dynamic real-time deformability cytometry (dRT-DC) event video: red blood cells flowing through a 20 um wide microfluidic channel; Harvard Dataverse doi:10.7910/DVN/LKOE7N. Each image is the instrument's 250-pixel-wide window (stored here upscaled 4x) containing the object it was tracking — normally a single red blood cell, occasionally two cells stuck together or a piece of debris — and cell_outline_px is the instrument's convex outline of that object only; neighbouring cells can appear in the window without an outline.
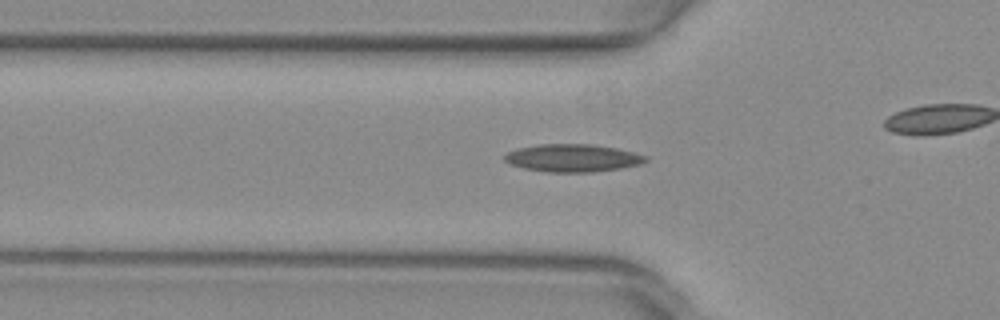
{"species": "common noctule bat (a hibernating species)", "species_latin": "Nyctalus noctula", "temperature_condition": "warm", "stored_images_in_passage": 30, "camera_frame_rate_fps": 3000, "um_per_image_px": 0.085, "animal": {"sex": "female", "body_mass_g": 29.2, "forearm_length_mm": 56.3}, "frame": {"image": 1, "passage_image": 6, "time_ms": 1.667, "image_size_px": [1000, 320], "cell_outline_px": [[648, 160], [644, 164], [596, 172], [548, 172], [524, 168], [512, 164], [504, 160], [504, 156], [508, 152], [520, 148], [540, 144], [592, 144], [616, 148], [648, 156]], "centroid_in_image_um": [48.74, 13.43], "position_along_channel_um": 77.1, "area_um2": 22.72}}
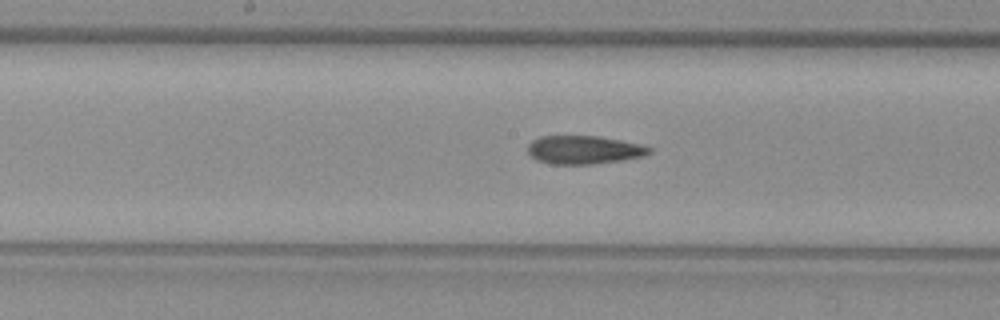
{"frame": {"image": 2, "passage_image": 15, "time_ms": 4.667, "image_size_px": [1000, 320], "cell_outline_px": [[652, 152], [644, 156], [624, 160], [592, 164], [552, 164], [536, 160], [528, 152], [528, 144], [532, 140], [540, 136], [600, 136], [640, 144], [652, 148]], "centroid_in_image_um": [49.65, 12.73], "position_along_channel_um": 198.6, "area_um2": 20.17}}
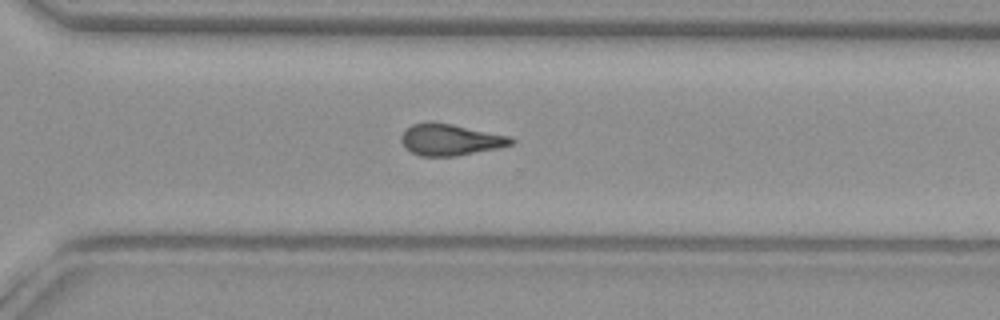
{"frame": {"image": 3, "passage_image": 25, "time_ms": 8.0, "image_size_px": [1000, 320], "cell_outline_px": [[516, 140], [512, 144], [500, 148], [456, 156], [420, 156], [412, 152], [400, 140], [400, 136], [412, 124], [428, 120], [432, 120], [512, 136]], "centroid_in_image_um": [38.31, 11.86], "position_along_channel_um": 332.3, "area_um2": 20.4}}